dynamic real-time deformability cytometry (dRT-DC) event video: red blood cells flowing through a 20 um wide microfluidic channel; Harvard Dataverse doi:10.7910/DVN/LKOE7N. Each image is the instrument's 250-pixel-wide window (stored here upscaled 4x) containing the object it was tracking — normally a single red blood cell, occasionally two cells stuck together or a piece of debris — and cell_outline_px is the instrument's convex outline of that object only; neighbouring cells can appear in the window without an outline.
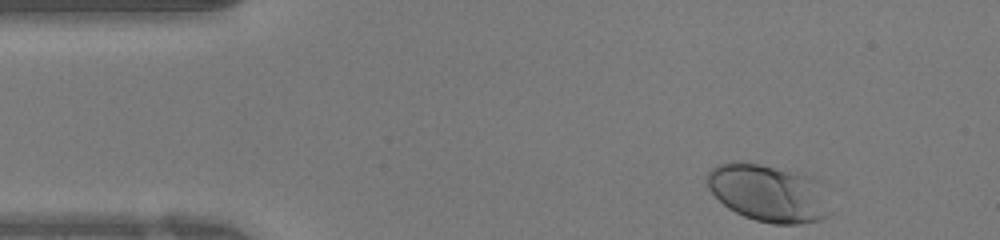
{"species": "human", "species_latin": "Homo sapiens", "temperature_condition": "warm", "stored_images_in_passage": 31, "camera_frame_rate_fps": 3000, "um_per_image_px": 0.085, "donor": {"sex": "female"}, "frame": {"image": 1, "passage_image": 1, "time_ms": 0.0, "image_size_px": [1000, 240], "cell_outline_px": [[832, 212], [828, 216], [820, 220], [800, 224], [772, 224], [756, 220], [744, 216], [728, 208], [708, 188], [708, 172], [716, 164], [736, 160], [740, 160], [760, 164], [820, 180]], "centroid_in_image_um": [65.33, 16.42], "position_along_channel_um": 19.7, "area_um2": 41.15}}
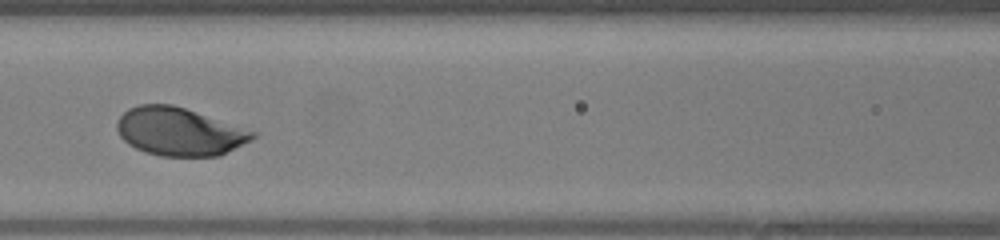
{"frame": {"image": 2, "passage_image": 14, "time_ms": 4.333, "image_size_px": [1000, 240], "cell_outline_px": [[260, 132], [252, 140], [220, 156], [160, 156], [144, 152], [128, 144], [120, 136], [116, 128], [116, 120], [128, 108], [140, 104], [172, 104]], "centroid_in_image_um": [15.26, 11.19], "position_along_channel_um": 151.3, "area_um2": 38.38}}
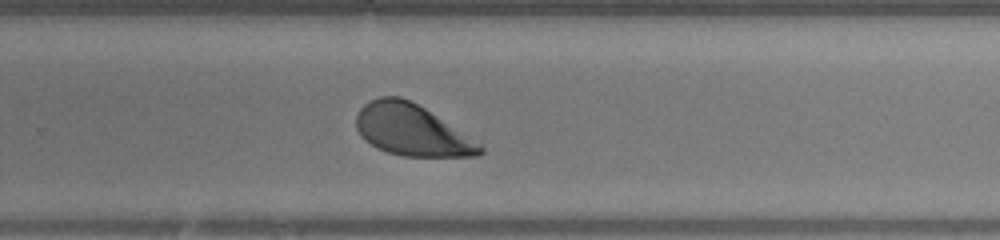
{"frame": {"image": 3, "passage_image": 23, "time_ms": 7.333, "image_size_px": [1000, 240], "cell_outline_px": [[484, 152], [480, 156], [404, 156], [388, 152], [376, 148], [364, 140], [360, 136], [356, 128], [356, 112], [368, 100], [380, 96], [400, 96], [424, 108], [480, 144], [484, 148]], "centroid_in_image_um": [34.93, 11.06], "position_along_channel_um": 294.9, "area_um2": 36.76}}